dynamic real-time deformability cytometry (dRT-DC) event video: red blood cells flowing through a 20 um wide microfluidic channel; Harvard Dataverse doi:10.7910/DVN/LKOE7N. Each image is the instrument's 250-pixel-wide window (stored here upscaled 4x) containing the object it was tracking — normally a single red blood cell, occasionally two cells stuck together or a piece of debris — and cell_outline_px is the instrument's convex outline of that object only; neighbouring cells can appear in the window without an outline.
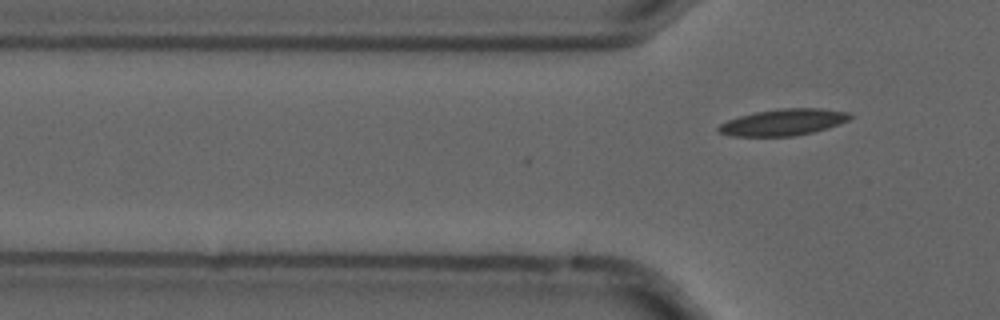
{"species": "common noctule bat (a hibernating species)", "species_latin": "Nyctalus noctula", "temperature_condition": "cold", "stored_images_in_passage": 3, "camera_frame_rate_fps": 3000, "um_per_image_px": 0.085, "animal": {"sex": "male", "forearm_length_mm": 52.5}, "frame": {"image": 1, "passage_image": 3, "time_ms": 0.667, "image_size_px": [1000, 320], "cell_outline_px": [[852, 116], [848, 120], [840, 124], [828, 128], [796, 136], [732, 136], [716, 132], [716, 128], [720, 124], [728, 120], [740, 116], [756, 112], [780, 108], [820, 108], [848, 112]], "centroid_in_image_um": [66.57, 10.39], "position_along_channel_um": 59.2, "area_um2": 20.35}}